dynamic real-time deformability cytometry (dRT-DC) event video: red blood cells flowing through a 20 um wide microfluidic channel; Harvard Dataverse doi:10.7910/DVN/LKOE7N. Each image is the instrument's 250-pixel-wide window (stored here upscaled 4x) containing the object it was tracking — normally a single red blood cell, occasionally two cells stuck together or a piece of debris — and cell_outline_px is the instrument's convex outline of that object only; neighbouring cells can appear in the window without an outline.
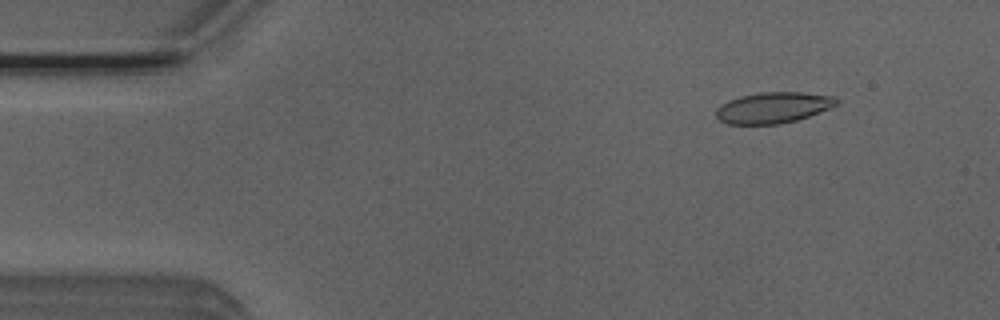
{"species": "Egyptian fruit bat (a non-hibernating species)", "species_latin": "Rousettus aegyptiacus", "temperature_condition": "room temperature", "stored_images_in_passage": 5, "camera_frame_rate_fps": 3000, "um_per_image_px": 0.085, "animal": {"sex": "male"}, "frame": {"image": 1, "passage_image": 2, "time_ms": 0.333, "image_size_px": [1000, 320], "cell_outline_px": [[840, 100], [836, 104], [828, 108], [808, 116], [796, 120], [780, 124], [728, 124], [720, 120], [716, 116], [716, 108], [720, 104], [728, 100], [740, 96], [760, 92], [800, 92], [832, 96]], "centroid_in_image_um": [65.67, 9.14], "position_along_channel_um": 19.3, "area_um2": 21.62}}